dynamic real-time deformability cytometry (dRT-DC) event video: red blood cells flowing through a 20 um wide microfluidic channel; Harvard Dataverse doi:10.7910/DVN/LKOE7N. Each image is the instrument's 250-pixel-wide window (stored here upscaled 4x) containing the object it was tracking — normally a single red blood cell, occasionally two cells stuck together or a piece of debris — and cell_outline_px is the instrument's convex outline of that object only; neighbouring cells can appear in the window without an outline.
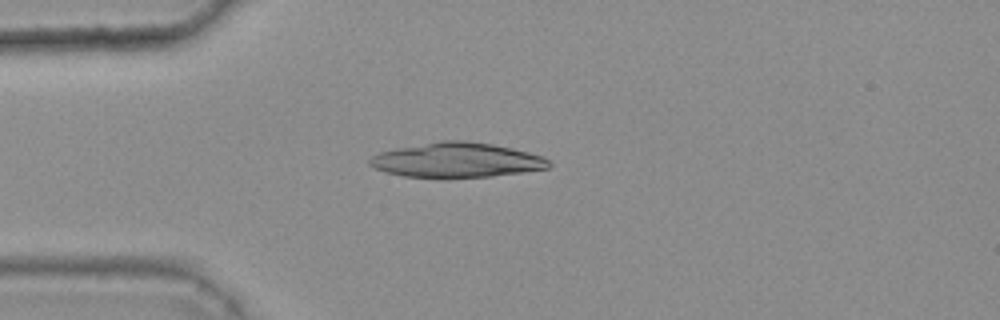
{"species": "common noctule bat (a hibernating species)", "species_latin": "Nyctalus noctula", "temperature_condition": "warm", "stored_images_in_passage": 46, "camera_frame_rate_fps": 3000, "um_per_image_px": 0.085, "animal": {"sex": "female", "body_mass_g": 25.1}, "frame": {"image": 1, "passage_image": 14, "time_ms": 4.333, "image_size_px": [1000, 320], "cell_outline_px": [[552, 164], [548, 168], [524, 172], [492, 176], [444, 180], [440, 180], [404, 176], [384, 172], [368, 164], [368, 160], [372, 156], [380, 152], [396, 148], [440, 140], [464, 140], [492, 144], [512, 148], [544, 156]], "centroid_in_image_um": [38.8, 13.64], "position_along_channel_um": 46.2, "area_um2": 37.22}}
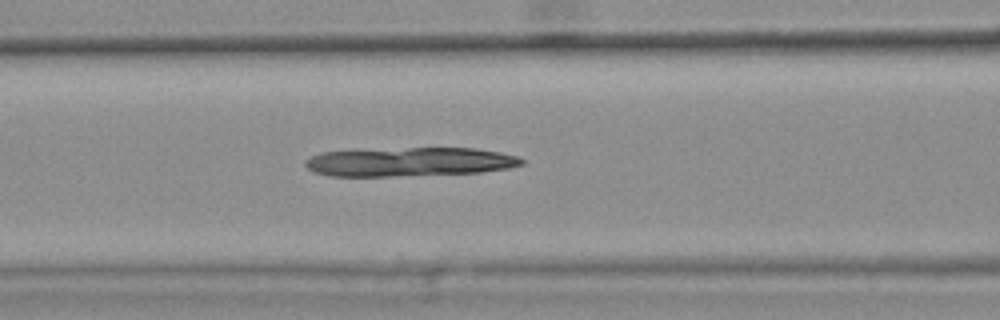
{"frame": {"image": 2, "passage_image": 22, "time_ms": 7.0, "image_size_px": [1000, 320], "cell_outline_px": [[524, 164], [508, 168], [480, 172], [388, 176], [328, 176], [316, 172], [308, 168], [304, 164], [304, 160], [320, 152], [356, 148], [476, 148], [500, 152], [516, 156], [524, 160]], "centroid_in_image_um": [34.74, 13.73], "position_along_channel_um": 131.9, "area_um2": 36.93}}